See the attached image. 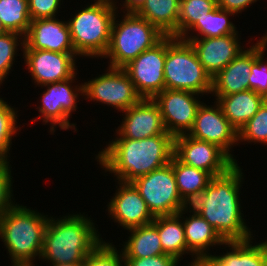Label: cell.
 Returning <instances> with one entry per match:
<instances>
[{
  "mask_svg": "<svg viewBox=\"0 0 267 266\" xmlns=\"http://www.w3.org/2000/svg\"><path fill=\"white\" fill-rule=\"evenodd\" d=\"M243 172L236 163L226 173L214 176L206 189L190 204L225 242L246 241L252 236L241 210Z\"/></svg>",
  "mask_w": 267,
  "mask_h": 266,
  "instance_id": "cell-1",
  "label": "cell"
},
{
  "mask_svg": "<svg viewBox=\"0 0 267 266\" xmlns=\"http://www.w3.org/2000/svg\"><path fill=\"white\" fill-rule=\"evenodd\" d=\"M174 153V137L158 134L141 140L115 138L98 152L95 159L116 180L131 183L140 176L170 163Z\"/></svg>",
  "mask_w": 267,
  "mask_h": 266,
  "instance_id": "cell-2",
  "label": "cell"
},
{
  "mask_svg": "<svg viewBox=\"0 0 267 266\" xmlns=\"http://www.w3.org/2000/svg\"><path fill=\"white\" fill-rule=\"evenodd\" d=\"M85 214L49 217L44 236L41 260L50 265L83 263L103 240L95 223Z\"/></svg>",
  "mask_w": 267,
  "mask_h": 266,
  "instance_id": "cell-3",
  "label": "cell"
},
{
  "mask_svg": "<svg viewBox=\"0 0 267 266\" xmlns=\"http://www.w3.org/2000/svg\"><path fill=\"white\" fill-rule=\"evenodd\" d=\"M48 215L26 206H12L0 219V239L4 242L12 264L34 265L40 259Z\"/></svg>",
  "mask_w": 267,
  "mask_h": 266,
  "instance_id": "cell-4",
  "label": "cell"
},
{
  "mask_svg": "<svg viewBox=\"0 0 267 266\" xmlns=\"http://www.w3.org/2000/svg\"><path fill=\"white\" fill-rule=\"evenodd\" d=\"M115 0H94L78 10L68 25L75 52L80 57L102 58L106 53L114 17L118 11Z\"/></svg>",
  "mask_w": 267,
  "mask_h": 266,
  "instance_id": "cell-5",
  "label": "cell"
},
{
  "mask_svg": "<svg viewBox=\"0 0 267 266\" xmlns=\"http://www.w3.org/2000/svg\"><path fill=\"white\" fill-rule=\"evenodd\" d=\"M117 14L112 23L109 46L102 59L109 58V67L123 68L166 35L136 13L123 14L121 21H118Z\"/></svg>",
  "mask_w": 267,
  "mask_h": 266,
  "instance_id": "cell-6",
  "label": "cell"
},
{
  "mask_svg": "<svg viewBox=\"0 0 267 266\" xmlns=\"http://www.w3.org/2000/svg\"><path fill=\"white\" fill-rule=\"evenodd\" d=\"M165 89L211 94L212 77L199 62L190 42L166 36ZM208 93V94H207Z\"/></svg>",
  "mask_w": 267,
  "mask_h": 266,
  "instance_id": "cell-7",
  "label": "cell"
},
{
  "mask_svg": "<svg viewBox=\"0 0 267 266\" xmlns=\"http://www.w3.org/2000/svg\"><path fill=\"white\" fill-rule=\"evenodd\" d=\"M131 184L145 200L154 217L179 213L188 204L181 198L172 165L140 176Z\"/></svg>",
  "mask_w": 267,
  "mask_h": 266,
  "instance_id": "cell-8",
  "label": "cell"
},
{
  "mask_svg": "<svg viewBox=\"0 0 267 266\" xmlns=\"http://www.w3.org/2000/svg\"><path fill=\"white\" fill-rule=\"evenodd\" d=\"M77 73L67 80L61 82L48 83L43 85L47 87L41 94V105L37 106L40 113L36 119L43 120L46 125L50 123V134H54L57 126L61 130L74 129L77 131L76 124L70 123V115L76 111L77 100L80 95L83 96V83L72 86L75 83Z\"/></svg>",
  "mask_w": 267,
  "mask_h": 266,
  "instance_id": "cell-9",
  "label": "cell"
},
{
  "mask_svg": "<svg viewBox=\"0 0 267 266\" xmlns=\"http://www.w3.org/2000/svg\"><path fill=\"white\" fill-rule=\"evenodd\" d=\"M107 71L83 83L85 100L100 102L122 112L137 104L142 97L123 68L107 67Z\"/></svg>",
  "mask_w": 267,
  "mask_h": 266,
  "instance_id": "cell-10",
  "label": "cell"
},
{
  "mask_svg": "<svg viewBox=\"0 0 267 266\" xmlns=\"http://www.w3.org/2000/svg\"><path fill=\"white\" fill-rule=\"evenodd\" d=\"M166 36L123 67L142 98L152 99L165 89Z\"/></svg>",
  "mask_w": 267,
  "mask_h": 266,
  "instance_id": "cell-11",
  "label": "cell"
},
{
  "mask_svg": "<svg viewBox=\"0 0 267 266\" xmlns=\"http://www.w3.org/2000/svg\"><path fill=\"white\" fill-rule=\"evenodd\" d=\"M173 155L182 163L208 172L212 177L226 173L236 162L218 145L188 134L174 137Z\"/></svg>",
  "mask_w": 267,
  "mask_h": 266,
  "instance_id": "cell-12",
  "label": "cell"
},
{
  "mask_svg": "<svg viewBox=\"0 0 267 266\" xmlns=\"http://www.w3.org/2000/svg\"><path fill=\"white\" fill-rule=\"evenodd\" d=\"M199 95L189 91L164 89L152 98L159 107L166 131L173 137L188 134L192 129L197 110L203 103L199 100Z\"/></svg>",
  "mask_w": 267,
  "mask_h": 266,
  "instance_id": "cell-13",
  "label": "cell"
},
{
  "mask_svg": "<svg viewBox=\"0 0 267 266\" xmlns=\"http://www.w3.org/2000/svg\"><path fill=\"white\" fill-rule=\"evenodd\" d=\"M24 63L36 86L61 82L77 73V53H59L45 50H22ZM76 61V62H75Z\"/></svg>",
  "mask_w": 267,
  "mask_h": 266,
  "instance_id": "cell-14",
  "label": "cell"
},
{
  "mask_svg": "<svg viewBox=\"0 0 267 266\" xmlns=\"http://www.w3.org/2000/svg\"><path fill=\"white\" fill-rule=\"evenodd\" d=\"M188 135L218 145L237 163L230 149L239 145L238 131L226 119L216 101L213 106L201 104Z\"/></svg>",
  "mask_w": 267,
  "mask_h": 266,
  "instance_id": "cell-15",
  "label": "cell"
},
{
  "mask_svg": "<svg viewBox=\"0 0 267 266\" xmlns=\"http://www.w3.org/2000/svg\"><path fill=\"white\" fill-rule=\"evenodd\" d=\"M122 113L124 117L116 129L115 138L141 140L158 134H169L165 129L159 107L153 99L142 98Z\"/></svg>",
  "mask_w": 267,
  "mask_h": 266,
  "instance_id": "cell-16",
  "label": "cell"
},
{
  "mask_svg": "<svg viewBox=\"0 0 267 266\" xmlns=\"http://www.w3.org/2000/svg\"><path fill=\"white\" fill-rule=\"evenodd\" d=\"M117 182L119 187L107 205L109 217L126 230L151 224L155 217L137 189L131 183Z\"/></svg>",
  "mask_w": 267,
  "mask_h": 266,
  "instance_id": "cell-17",
  "label": "cell"
},
{
  "mask_svg": "<svg viewBox=\"0 0 267 266\" xmlns=\"http://www.w3.org/2000/svg\"><path fill=\"white\" fill-rule=\"evenodd\" d=\"M24 44L22 50L76 53L68 22L60 21L57 17L31 20Z\"/></svg>",
  "mask_w": 267,
  "mask_h": 266,
  "instance_id": "cell-18",
  "label": "cell"
},
{
  "mask_svg": "<svg viewBox=\"0 0 267 266\" xmlns=\"http://www.w3.org/2000/svg\"><path fill=\"white\" fill-rule=\"evenodd\" d=\"M209 38H181L191 43L199 62L211 77L225 68L244 50L240 44V34Z\"/></svg>",
  "mask_w": 267,
  "mask_h": 266,
  "instance_id": "cell-19",
  "label": "cell"
},
{
  "mask_svg": "<svg viewBox=\"0 0 267 266\" xmlns=\"http://www.w3.org/2000/svg\"><path fill=\"white\" fill-rule=\"evenodd\" d=\"M188 209L190 216H186L185 218L183 214H186ZM178 214L182 217V219H184L183 227L187 245V255L190 254L193 259V261L188 263L189 265H186L202 266V263L211 255L208 253L210 248L217 245L221 247V245H224L225 241L220 237L217 231L190 205L186 206Z\"/></svg>",
  "mask_w": 267,
  "mask_h": 266,
  "instance_id": "cell-20",
  "label": "cell"
},
{
  "mask_svg": "<svg viewBox=\"0 0 267 266\" xmlns=\"http://www.w3.org/2000/svg\"><path fill=\"white\" fill-rule=\"evenodd\" d=\"M255 62V44L242 50L225 68L212 77V96H225L249 90L251 65Z\"/></svg>",
  "mask_w": 267,
  "mask_h": 266,
  "instance_id": "cell-21",
  "label": "cell"
},
{
  "mask_svg": "<svg viewBox=\"0 0 267 266\" xmlns=\"http://www.w3.org/2000/svg\"><path fill=\"white\" fill-rule=\"evenodd\" d=\"M252 240L254 238L246 241L225 242V248L229 247L230 251L217 256L211 254L202 266H265L267 247L264 242L252 245Z\"/></svg>",
  "mask_w": 267,
  "mask_h": 266,
  "instance_id": "cell-22",
  "label": "cell"
},
{
  "mask_svg": "<svg viewBox=\"0 0 267 266\" xmlns=\"http://www.w3.org/2000/svg\"><path fill=\"white\" fill-rule=\"evenodd\" d=\"M224 116L239 131L259 110L266 98L253 90L215 96Z\"/></svg>",
  "mask_w": 267,
  "mask_h": 266,
  "instance_id": "cell-23",
  "label": "cell"
},
{
  "mask_svg": "<svg viewBox=\"0 0 267 266\" xmlns=\"http://www.w3.org/2000/svg\"><path fill=\"white\" fill-rule=\"evenodd\" d=\"M180 0H146L136 14L156 26L166 36L178 38Z\"/></svg>",
  "mask_w": 267,
  "mask_h": 266,
  "instance_id": "cell-24",
  "label": "cell"
},
{
  "mask_svg": "<svg viewBox=\"0 0 267 266\" xmlns=\"http://www.w3.org/2000/svg\"><path fill=\"white\" fill-rule=\"evenodd\" d=\"M130 236L121 249L123 258H145L165 254L158 229L151 223L128 229Z\"/></svg>",
  "mask_w": 267,
  "mask_h": 266,
  "instance_id": "cell-25",
  "label": "cell"
},
{
  "mask_svg": "<svg viewBox=\"0 0 267 266\" xmlns=\"http://www.w3.org/2000/svg\"><path fill=\"white\" fill-rule=\"evenodd\" d=\"M152 224L158 229L163 252L178 261L183 260V255L187 254V245L182 217L178 213L157 216Z\"/></svg>",
  "mask_w": 267,
  "mask_h": 266,
  "instance_id": "cell-26",
  "label": "cell"
},
{
  "mask_svg": "<svg viewBox=\"0 0 267 266\" xmlns=\"http://www.w3.org/2000/svg\"><path fill=\"white\" fill-rule=\"evenodd\" d=\"M170 164L173 167L178 192L190 205L206 189L212 176L204 170L180 162L174 155Z\"/></svg>",
  "mask_w": 267,
  "mask_h": 266,
  "instance_id": "cell-27",
  "label": "cell"
},
{
  "mask_svg": "<svg viewBox=\"0 0 267 266\" xmlns=\"http://www.w3.org/2000/svg\"><path fill=\"white\" fill-rule=\"evenodd\" d=\"M234 15L233 12L216 6L212 11H209L204 18L197 20L181 38H209L236 34L238 32L236 30L237 28L234 23L229 20V16L232 17ZM190 31L193 33L190 34ZM194 32H197L196 36L193 35Z\"/></svg>",
  "mask_w": 267,
  "mask_h": 266,
  "instance_id": "cell-28",
  "label": "cell"
},
{
  "mask_svg": "<svg viewBox=\"0 0 267 266\" xmlns=\"http://www.w3.org/2000/svg\"><path fill=\"white\" fill-rule=\"evenodd\" d=\"M0 20L6 32L25 37L31 23L28 0H0Z\"/></svg>",
  "mask_w": 267,
  "mask_h": 266,
  "instance_id": "cell-29",
  "label": "cell"
},
{
  "mask_svg": "<svg viewBox=\"0 0 267 266\" xmlns=\"http://www.w3.org/2000/svg\"><path fill=\"white\" fill-rule=\"evenodd\" d=\"M217 6V0H180L178 38Z\"/></svg>",
  "mask_w": 267,
  "mask_h": 266,
  "instance_id": "cell-30",
  "label": "cell"
},
{
  "mask_svg": "<svg viewBox=\"0 0 267 266\" xmlns=\"http://www.w3.org/2000/svg\"><path fill=\"white\" fill-rule=\"evenodd\" d=\"M18 112L0 97V161L9 160L12 137L17 135L18 128H21L17 126Z\"/></svg>",
  "mask_w": 267,
  "mask_h": 266,
  "instance_id": "cell-31",
  "label": "cell"
},
{
  "mask_svg": "<svg viewBox=\"0 0 267 266\" xmlns=\"http://www.w3.org/2000/svg\"><path fill=\"white\" fill-rule=\"evenodd\" d=\"M255 43V62L251 65L249 89L267 99V60L264 54L267 50V32Z\"/></svg>",
  "mask_w": 267,
  "mask_h": 266,
  "instance_id": "cell-32",
  "label": "cell"
},
{
  "mask_svg": "<svg viewBox=\"0 0 267 266\" xmlns=\"http://www.w3.org/2000/svg\"><path fill=\"white\" fill-rule=\"evenodd\" d=\"M239 141L267 145V99L258 112L238 131V143Z\"/></svg>",
  "mask_w": 267,
  "mask_h": 266,
  "instance_id": "cell-33",
  "label": "cell"
},
{
  "mask_svg": "<svg viewBox=\"0 0 267 266\" xmlns=\"http://www.w3.org/2000/svg\"><path fill=\"white\" fill-rule=\"evenodd\" d=\"M24 45V36L18 33L4 32L0 35V86L13 68L18 46L23 49Z\"/></svg>",
  "mask_w": 267,
  "mask_h": 266,
  "instance_id": "cell-34",
  "label": "cell"
},
{
  "mask_svg": "<svg viewBox=\"0 0 267 266\" xmlns=\"http://www.w3.org/2000/svg\"><path fill=\"white\" fill-rule=\"evenodd\" d=\"M83 266H125V263L122 252L112 243L102 240L86 257Z\"/></svg>",
  "mask_w": 267,
  "mask_h": 266,
  "instance_id": "cell-35",
  "label": "cell"
},
{
  "mask_svg": "<svg viewBox=\"0 0 267 266\" xmlns=\"http://www.w3.org/2000/svg\"><path fill=\"white\" fill-rule=\"evenodd\" d=\"M9 161H0V219L15 205L12 190V174ZM13 199V200H12Z\"/></svg>",
  "mask_w": 267,
  "mask_h": 266,
  "instance_id": "cell-36",
  "label": "cell"
},
{
  "mask_svg": "<svg viewBox=\"0 0 267 266\" xmlns=\"http://www.w3.org/2000/svg\"><path fill=\"white\" fill-rule=\"evenodd\" d=\"M63 0H28L31 20L57 17Z\"/></svg>",
  "mask_w": 267,
  "mask_h": 266,
  "instance_id": "cell-37",
  "label": "cell"
},
{
  "mask_svg": "<svg viewBox=\"0 0 267 266\" xmlns=\"http://www.w3.org/2000/svg\"><path fill=\"white\" fill-rule=\"evenodd\" d=\"M125 266H178L180 263L169 254L156 255L145 258H124Z\"/></svg>",
  "mask_w": 267,
  "mask_h": 266,
  "instance_id": "cell-38",
  "label": "cell"
},
{
  "mask_svg": "<svg viewBox=\"0 0 267 266\" xmlns=\"http://www.w3.org/2000/svg\"><path fill=\"white\" fill-rule=\"evenodd\" d=\"M258 0H217V6L234 14L242 13Z\"/></svg>",
  "mask_w": 267,
  "mask_h": 266,
  "instance_id": "cell-39",
  "label": "cell"
},
{
  "mask_svg": "<svg viewBox=\"0 0 267 266\" xmlns=\"http://www.w3.org/2000/svg\"><path fill=\"white\" fill-rule=\"evenodd\" d=\"M122 2L123 3H120V5L122 6V8H124H121V10H123V13H136L146 2V0H125Z\"/></svg>",
  "mask_w": 267,
  "mask_h": 266,
  "instance_id": "cell-40",
  "label": "cell"
},
{
  "mask_svg": "<svg viewBox=\"0 0 267 266\" xmlns=\"http://www.w3.org/2000/svg\"><path fill=\"white\" fill-rule=\"evenodd\" d=\"M50 266H83V263H63V264L50 265Z\"/></svg>",
  "mask_w": 267,
  "mask_h": 266,
  "instance_id": "cell-41",
  "label": "cell"
},
{
  "mask_svg": "<svg viewBox=\"0 0 267 266\" xmlns=\"http://www.w3.org/2000/svg\"><path fill=\"white\" fill-rule=\"evenodd\" d=\"M5 31L4 27L2 26L1 20H0V35L3 34Z\"/></svg>",
  "mask_w": 267,
  "mask_h": 266,
  "instance_id": "cell-42",
  "label": "cell"
},
{
  "mask_svg": "<svg viewBox=\"0 0 267 266\" xmlns=\"http://www.w3.org/2000/svg\"><path fill=\"white\" fill-rule=\"evenodd\" d=\"M12 266H35V264L34 265H18V264H13Z\"/></svg>",
  "mask_w": 267,
  "mask_h": 266,
  "instance_id": "cell-43",
  "label": "cell"
}]
</instances>
